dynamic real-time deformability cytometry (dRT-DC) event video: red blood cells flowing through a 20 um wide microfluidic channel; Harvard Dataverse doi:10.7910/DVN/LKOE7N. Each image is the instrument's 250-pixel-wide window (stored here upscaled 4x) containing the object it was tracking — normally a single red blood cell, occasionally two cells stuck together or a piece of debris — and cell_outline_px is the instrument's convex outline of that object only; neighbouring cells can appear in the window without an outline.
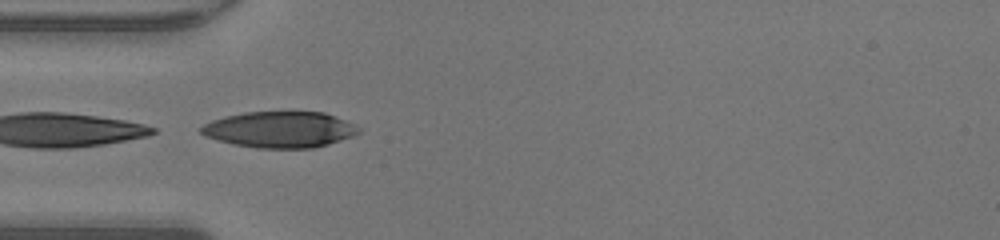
{"species": "human", "species_latin": "Homo sapiens", "temperature_condition": "warm", "stored_images_in_passage": 14, "camera_frame_rate_fps": 3000, "um_per_image_px": 0.085, "donor": {"sex": "male"}, "frame": {"image": 1, "passage_image": 3, "time_ms": 0.667, "image_size_px": [1000, 240], "cell_outline_px": [[360, 132], [352, 136], [328, 144], [312, 148], [256, 148], [232, 144], [204, 136], [200, 132], [200, 128], [204, 124], [212, 120], [224, 116], [244, 112], [324, 112], [336, 116], [360, 128]], "centroid_in_image_um": [23.75, 11.01], "position_along_channel_um": 61.2, "area_um2": 33.12}}
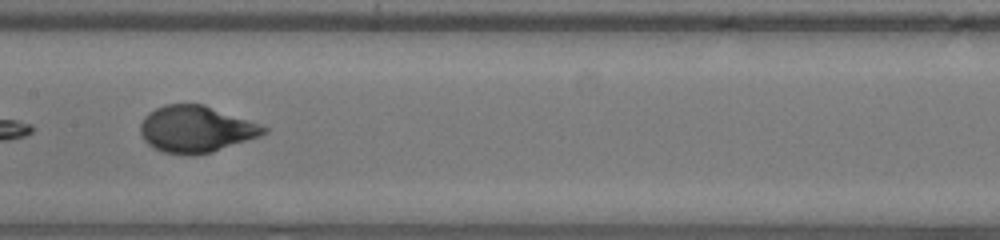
{"frame": {"image": 2, "passage_image": 12, "time_ms": 3.667, "image_size_px": [1000, 240], "cell_outline_px": [[268, 132], [260, 136], [212, 152], [192, 156], [164, 152], [148, 144], [144, 140], [140, 132], [140, 124], [144, 116], [148, 112], [164, 104], [204, 104], [260, 124], [268, 128]], "centroid_in_image_um": [16.65, 10.97], "position_along_channel_um": 190.8, "area_um2": 33.52}}